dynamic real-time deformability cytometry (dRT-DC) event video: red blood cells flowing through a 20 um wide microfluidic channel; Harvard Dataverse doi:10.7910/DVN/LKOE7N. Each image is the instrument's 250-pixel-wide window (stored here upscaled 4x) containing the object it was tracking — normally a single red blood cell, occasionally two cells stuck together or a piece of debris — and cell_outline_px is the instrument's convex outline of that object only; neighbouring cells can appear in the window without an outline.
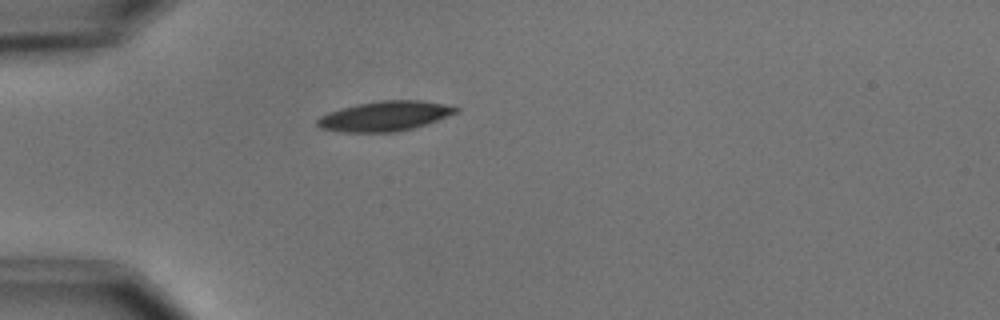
{"species": "common noctule bat (a hibernating species)", "species_latin": "Nyctalus noctula", "temperature_condition": "cold", "stored_images_in_passage": 1, "camera_frame_rate_fps": 3000, "um_per_image_px": 0.085, "animal": {"sex": "male", "body_mass_g": 15.6}, "frame": {"image": 1, "passage_image": 1, "time_ms": 0.0, "image_size_px": [1000, 320], "cell_outline_px": [[460, 108], [456, 112], [436, 120], [412, 128], [396, 132], [340, 132], [320, 128], [316, 124], [316, 120], [320, 116], [328, 112], [340, 108], [356, 104], [380, 100], [420, 100], [444, 104]], "centroid_in_image_um": [32.64, 9.86], "position_along_channel_um": 52.4, "area_um2": 23.99}}